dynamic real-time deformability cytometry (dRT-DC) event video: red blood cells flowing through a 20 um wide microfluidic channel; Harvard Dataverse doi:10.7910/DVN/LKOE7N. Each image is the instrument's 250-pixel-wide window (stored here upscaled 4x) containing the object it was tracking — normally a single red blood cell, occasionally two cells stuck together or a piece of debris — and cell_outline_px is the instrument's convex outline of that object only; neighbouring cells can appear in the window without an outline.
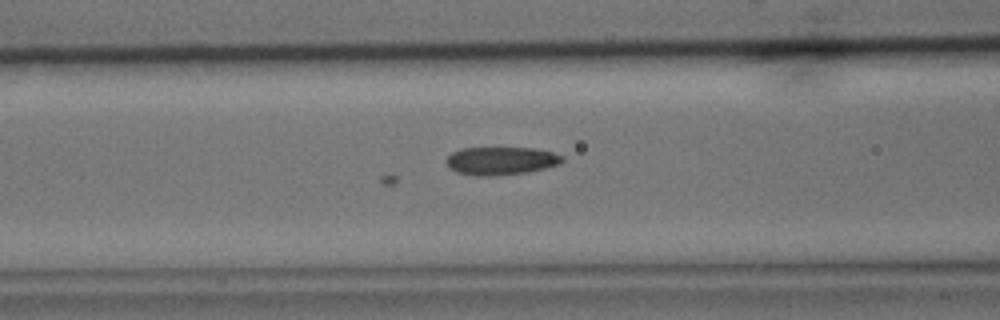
{"species": "common noctule bat (a hibernating species)", "species_latin": "Nyctalus noctula", "temperature_condition": "cold", "stored_images_in_passage": 52, "camera_frame_rate_fps": 3000, "um_per_image_px": 0.085, "animal": {"sex": "male", "body_mass_g": 15.6}, "frame": {"image": 1, "passage_image": 20, "time_ms": 6.333, "image_size_px": [1000, 320], "cell_outline_px": [[564, 160], [560, 164], [528, 172], [496, 176], [476, 176], [456, 172], [448, 168], [444, 160], [452, 152], [460, 148], [532, 148], [552, 152], [564, 156]], "centroid_in_image_um": [42.54, 13.68], "position_along_channel_um": 124.1, "area_um2": 19.19}}
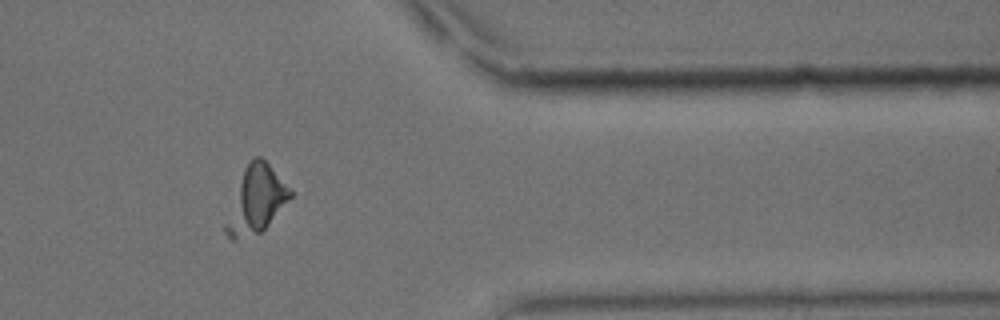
{"frame": {"image": 2, "passage_image": 43, "time_ms": 14.0, "image_size_px": [1000, 320], "cell_outline_px": [[292, 196], [268, 224], [260, 232], [236, 240], [232, 240], [224, 232], [224, 224], [244, 168], [256, 156], [260, 156], [268, 164], [292, 192]], "centroid_in_image_um": [21.74, 17.02], "position_along_channel_um": 389.7, "area_um2": 24.1}}
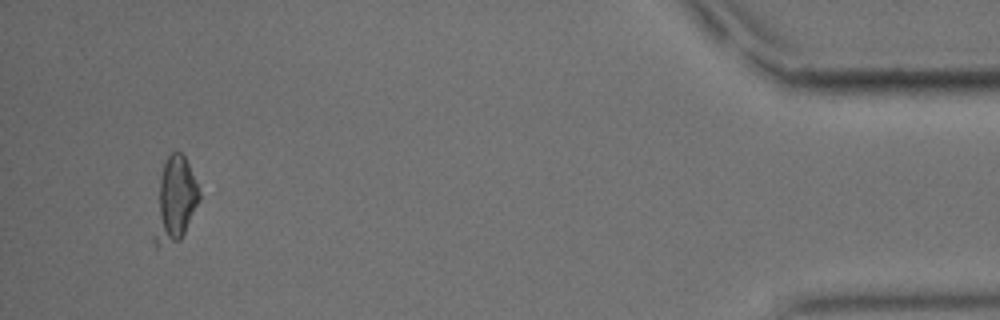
{"frame": {"image": 3, "passage_image": 50, "time_ms": 16.333, "image_size_px": [1000, 320], "cell_outline_px": [[200, 200], [180, 240], [156, 248], [152, 236], [160, 180], [164, 164], [168, 156], [172, 152], [180, 152], [184, 156], [188, 164], [200, 192]], "centroid_in_image_um": [14.85, 17.05], "position_along_channel_um": 420.3, "area_um2": 21.73}}